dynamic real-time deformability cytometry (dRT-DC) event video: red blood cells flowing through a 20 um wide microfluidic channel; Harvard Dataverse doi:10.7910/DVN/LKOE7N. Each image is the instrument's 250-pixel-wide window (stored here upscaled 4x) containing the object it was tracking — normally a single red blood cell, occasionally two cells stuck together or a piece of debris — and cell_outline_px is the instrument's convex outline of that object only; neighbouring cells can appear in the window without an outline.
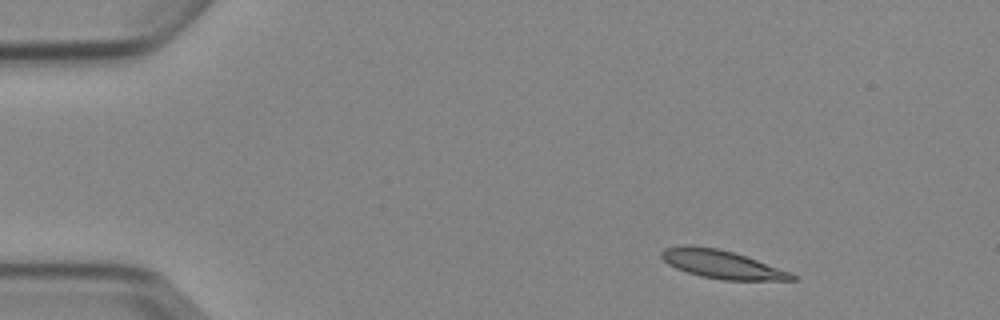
{"species": "Egyptian fruit bat (a non-hibernating species)", "species_latin": "Rousettus aegyptiacus", "temperature_condition": "cold", "stored_images_in_passage": 3, "camera_frame_rate_fps": 3000, "um_per_image_px": 0.085, "animal": {"sex": "female"}, "frame": {"image": 1, "passage_image": 1, "time_ms": 0.0, "image_size_px": [1000, 320], "cell_outline_px": [[796, 280], [720, 280], [700, 276], [676, 268], [668, 264], [660, 256], [660, 252], [664, 248], [684, 244], [692, 244], [716, 248], [732, 252], [792, 272], [796, 276]], "centroid_in_image_um": [61.31, 22.46], "position_along_channel_um": 23.7, "area_um2": 21.56}}